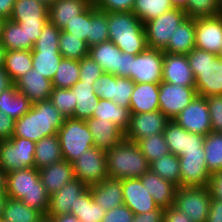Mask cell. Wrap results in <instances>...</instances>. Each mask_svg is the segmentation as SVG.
Returning a JSON list of instances; mask_svg holds the SVG:
<instances>
[{
    "label": "cell",
    "mask_w": 222,
    "mask_h": 222,
    "mask_svg": "<svg viewBox=\"0 0 222 222\" xmlns=\"http://www.w3.org/2000/svg\"><path fill=\"white\" fill-rule=\"evenodd\" d=\"M134 56L128 53L120 52V68L114 74L118 77L130 78L133 66Z\"/></svg>",
    "instance_id": "cell-60"
},
{
    "label": "cell",
    "mask_w": 222,
    "mask_h": 222,
    "mask_svg": "<svg viewBox=\"0 0 222 222\" xmlns=\"http://www.w3.org/2000/svg\"><path fill=\"white\" fill-rule=\"evenodd\" d=\"M92 86L98 98L112 101L114 90L113 74L103 73L95 80Z\"/></svg>",
    "instance_id": "cell-55"
},
{
    "label": "cell",
    "mask_w": 222,
    "mask_h": 222,
    "mask_svg": "<svg viewBox=\"0 0 222 222\" xmlns=\"http://www.w3.org/2000/svg\"><path fill=\"white\" fill-rule=\"evenodd\" d=\"M44 214L24 204L21 200L8 197L3 209V222H38Z\"/></svg>",
    "instance_id": "cell-35"
},
{
    "label": "cell",
    "mask_w": 222,
    "mask_h": 222,
    "mask_svg": "<svg viewBox=\"0 0 222 222\" xmlns=\"http://www.w3.org/2000/svg\"><path fill=\"white\" fill-rule=\"evenodd\" d=\"M208 188L212 198L222 200V172L211 175Z\"/></svg>",
    "instance_id": "cell-62"
},
{
    "label": "cell",
    "mask_w": 222,
    "mask_h": 222,
    "mask_svg": "<svg viewBox=\"0 0 222 222\" xmlns=\"http://www.w3.org/2000/svg\"><path fill=\"white\" fill-rule=\"evenodd\" d=\"M14 84L17 91L26 95L32 103L48 100L53 89L52 81L33 68L18 78Z\"/></svg>",
    "instance_id": "cell-21"
},
{
    "label": "cell",
    "mask_w": 222,
    "mask_h": 222,
    "mask_svg": "<svg viewBox=\"0 0 222 222\" xmlns=\"http://www.w3.org/2000/svg\"><path fill=\"white\" fill-rule=\"evenodd\" d=\"M42 184L49 195L59 191L74 179L72 163L62 159L38 170Z\"/></svg>",
    "instance_id": "cell-24"
},
{
    "label": "cell",
    "mask_w": 222,
    "mask_h": 222,
    "mask_svg": "<svg viewBox=\"0 0 222 222\" xmlns=\"http://www.w3.org/2000/svg\"><path fill=\"white\" fill-rule=\"evenodd\" d=\"M122 180L123 201L134 214H143L158 208L152 195L145 189L139 178Z\"/></svg>",
    "instance_id": "cell-18"
},
{
    "label": "cell",
    "mask_w": 222,
    "mask_h": 222,
    "mask_svg": "<svg viewBox=\"0 0 222 222\" xmlns=\"http://www.w3.org/2000/svg\"><path fill=\"white\" fill-rule=\"evenodd\" d=\"M163 222H192L189 217L173 206L165 209Z\"/></svg>",
    "instance_id": "cell-63"
},
{
    "label": "cell",
    "mask_w": 222,
    "mask_h": 222,
    "mask_svg": "<svg viewBox=\"0 0 222 222\" xmlns=\"http://www.w3.org/2000/svg\"><path fill=\"white\" fill-rule=\"evenodd\" d=\"M88 187L77 178L69 181L59 191L50 195L47 216L53 217L70 213L71 208H75L78 197L84 193Z\"/></svg>",
    "instance_id": "cell-19"
},
{
    "label": "cell",
    "mask_w": 222,
    "mask_h": 222,
    "mask_svg": "<svg viewBox=\"0 0 222 222\" xmlns=\"http://www.w3.org/2000/svg\"><path fill=\"white\" fill-rule=\"evenodd\" d=\"M105 213L102 206L93 201L89 188L78 197L75 208L70 211L80 222H102Z\"/></svg>",
    "instance_id": "cell-37"
},
{
    "label": "cell",
    "mask_w": 222,
    "mask_h": 222,
    "mask_svg": "<svg viewBox=\"0 0 222 222\" xmlns=\"http://www.w3.org/2000/svg\"><path fill=\"white\" fill-rule=\"evenodd\" d=\"M163 56V50L148 47L134 56L131 79L135 83L162 82Z\"/></svg>",
    "instance_id": "cell-13"
},
{
    "label": "cell",
    "mask_w": 222,
    "mask_h": 222,
    "mask_svg": "<svg viewBox=\"0 0 222 222\" xmlns=\"http://www.w3.org/2000/svg\"><path fill=\"white\" fill-rule=\"evenodd\" d=\"M88 188L93 201L101 205L106 212L124 204L122 180L107 178Z\"/></svg>",
    "instance_id": "cell-23"
},
{
    "label": "cell",
    "mask_w": 222,
    "mask_h": 222,
    "mask_svg": "<svg viewBox=\"0 0 222 222\" xmlns=\"http://www.w3.org/2000/svg\"><path fill=\"white\" fill-rule=\"evenodd\" d=\"M137 144L150 164L170 153L164 133H157L150 137L140 139Z\"/></svg>",
    "instance_id": "cell-45"
},
{
    "label": "cell",
    "mask_w": 222,
    "mask_h": 222,
    "mask_svg": "<svg viewBox=\"0 0 222 222\" xmlns=\"http://www.w3.org/2000/svg\"><path fill=\"white\" fill-rule=\"evenodd\" d=\"M79 71V60L62 58L52 79V86L56 88H71L80 80Z\"/></svg>",
    "instance_id": "cell-43"
},
{
    "label": "cell",
    "mask_w": 222,
    "mask_h": 222,
    "mask_svg": "<svg viewBox=\"0 0 222 222\" xmlns=\"http://www.w3.org/2000/svg\"><path fill=\"white\" fill-rule=\"evenodd\" d=\"M211 118V131L222 132V95L206 97Z\"/></svg>",
    "instance_id": "cell-53"
},
{
    "label": "cell",
    "mask_w": 222,
    "mask_h": 222,
    "mask_svg": "<svg viewBox=\"0 0 222 222\" xmlns=\"http://www.w3.org/2000/svg\"><path fill=\"white\" fill-rule=\"evenodd\" d=\"M89 47L86 42L76 38L73 34L61 30L59 38V52L63 58L81 60L88 56Z\"/></svg>",
    "instance_id": "cell-44"
},
{
    "label": "cell",
    "mask_w": 222,
    "mask_h": 222,
    "mask_svg": "<svg viewBox=\"0 0 222 222\" xmlns=\"http://www.w3.org/2000/svg\"><path fill=\"white\" fill-rule=\"evenodd\" d=\"M150 169L162 179L168 180L180 187L179 157L169 153L150 164Z\"/></svg>",
    "instance_id": "cell-40"
},
{
    "label": "cell",
    "mask_w": 222,
    "mask_h": 222,
    "mask_svg": "<svg viewBox=\"0 0 222 222\" xmlns=\"http://www.w3.org/2000/svg\"><path fill=\"white\" fill-rule=\"evenodd\" d=\"M35 143L22 137L0 141V169L5 173L34 167Z\"/></svg>",
    "instance_id": "cell-8"
},
{
    "label": "cell",
    "mask_w": 222,
    "mask_h": 222,
    "mask_svg": "<svg viewBox=\"0 0 222 222\" xmlns=\"http://www.w3.org/2000/svg\"><path fill=\"white\" fill-rule=\"evenodd\" d=\"M199 96L222 95V59L213 53L194 48L187 54Z\"/></svg>",
    "instance_id": "cell-4"
},
{
    "label": "cell",
    "mask_w": 222,
    "mask_h": 222,
    "mask_svg": "<svg viewBox=\"0 0 222 222\" xmlns=\"http://www.w3.org/2000/svg\"><path fill=\"white\" fill-rule=\"evenodd\" d=\"M187 17H213L222 14V0H188L184 9Z\"/></svg>",
    "instance_id": "cell-46"
},
{
    "label": "cell",
    "mask_w": 222,
    "mask_h": 222,
    "mask_svg": "<svg viewBox=\"0 0 222 222\" xmlns=\"http://www.w3.org/2000/svg\"><path fill=\"white\" fill-rule=\"evenodd\" d=\"M14 122L15 120L0 110V141H7L12 138Z\"/></svg>",
    "instance_id": "cell-59"
},
{
    "label": "cell",
    "mask_w": 222,
    "mask_h": 222,
    "mask_svg": "<svg viewBox=\"0 0 222 222\" xmlns=\"http://www.w3.org/2000/svg\"><path fill=\"white\" fill-rule=\"evenodd\" d=\"M13 84L9 75L4 70L3 66L0 67V93Z\"/></svg>",
    "instance_id": "cell-66"
},
{
    "label": "cell",
    "mask_w": 222,
    "mask_h": 222,
    "mask_svg": "<svg viewBox=\"0 0 222 222\" xmlns=\"http://www.w3.org/2000/svg\"><path fill=\"white\" fill-rule=\"evenodd\" d=\"M134 86L135 82L132 79L114 75V90L112 101L120 106L129 108Z\"/></svg>",
    "instance_id": "cell-50"
},
{
    "label": "cell",
    "mask_w": 222,
    "mask_h": 222,
    "mask_svg": "<svg viewBox=\"0 0 222 222\" xmlns=\"http://www.w3.org/2000/svg\"><path fill=\"white\" fill-rule=\"evenodd\" d=\"M206 222H222V200L212 198Z\"/></svg>",
    "instance_id": "cell-64"
},
{
    "label": "cell",
    "mask_w": 222,
    "mask_h": 222,
    "mask_svg": "<svg viewBox=\"0 0 222 222\" xmlns=\"http://www.w3.org/2000/svg\"><path fill=\"white\" fill-rule=\"evenodd\" d=\"M4 54H5V49L0 41V67L3 66L4 63Z\"/></svg>",
    "instance_id": "cell-71"
},
{
    "label": "cell",
    "mask_w": 222,
    "mask_h": 222,
    "mask_svg": "<svg viewBox=\"0 0 222 222\" xmlns=\"http://www.w3.org/2000/svg\"><path fill=\"white\" fill-rule=\"evenodd\" d=\"M170 121L160 110L139 114H130L128 128L124 138L137 143L140 139L150 137L157 133H164Z\"/></svg>",
    "instance_id": "cell-15"
},
{
    "label": "cell",
    "mask_w": 222,
    "mask_h": 222,
    "mask_svg": "<svg viewBox=\"0 0 222 222\" xmlns=\"http://www.w3.org/2000/svg\"><path fill=\"white\" fill-rule=\"evenodd\" d=\"M38 222H54L52 217H49L47 215H43Z\"/></svg>",
    "instance_id": "cell-72"
},
{
    "label": "cell",
    "mask_w": 222,
    "mask_h": 222,
    "mask_svg": "<svg viewBox=\"0 0 222 222\" xmlns=\"http://www.w3.org/2000/svg\"><path fill=\"white\" fill-rule=\"evenodd\" d=\"M54 222H80L74 214H62L52 217Z\"/></svg>",
    "instance_id": "cell-67"
},
{
    "label": "cell",
    "mask_w": 222,
    "mask_h": 222,
    "mask_svg": "<svg viewBox=\"0 0 222 222\" xmlns=\"http://www.w3.org/2000/svg\"><path fill=\"white\" fill-rule=\"evenodd\" d=\"M145 189L152 195L154 202L163 209H167L174 204L176 190L178 188L174 183L162 179L151 169L147 170L139 177Z\"/></svg>",
    "instance_id": "cell-22"
},
{
    "label": "cell",
    "mask_w": 222,
    "mask_h": 222,
    "mask_svg": "<svg viewBox=\"0 0 222 222\" xmlns=\"http://www.w3.org/2000/svg\"><path fill=\"white\" fill-rule=\"evenodd\" d=\"M187 15L183 9L173 8L144 24L148 48L164 50L169 43L176 27Z\"/></svg>",
    "instance_id": "cell-9"
},
{
    "label": "cell",
    "mask_w": 222,
    "mask_h": 222,
    "mask_svg": "<svg viewBox=\"0 0 222 222\" xmlns=\"http://www.w3.org/2000/svg\"><path fill=\"white\" fill-rule=\"evenodd\" d=\"M85 121L92 134L94 145L99 149L108 151L125 139L124 132L110 120L88 118Z\"/></svg>",
    "instance_id": "cell-20"
},
{
    "label": "cell",
    "mask_w": 222,
    "mask_h": 222,
    "mask_svg": "<svg viewBox=\"0 0 222 222\" xmlns=\"http://www.w3.org/2000/svg\"><path fill=\"white\" fill-rule=\"evenodd\" d=\"M64 32L73 34L76 38L83 40L87 44L89 37V7L75 17L62 29Z\"/></svg>",
    "instance_id": "cell-51"
},
{
    "label": "cell",
    "mask_w": 222,
    "mask_h": 222,
    "mask_svg": "<svg viewBox=\"0 0 222 222\" xmlns=\"http://www.w3.org/2000/svg\"><path fill=\"white\" fill-rule=\"evenodd\" d=\"M49 100L65 118H73L76 103L70 88L53 87Z\"/></svg>",
    "instance_id": "cell-47"
},
{
    "label": "cell",
    "mask_w": 222,
    "mask_h": 222,
    "mask_svg": "<svg viewBox=\"0 0 222 222\" xmlns=\"http://www.w3.org/2000/svg\"><path fill=\"white\" fill-rule=\"evenodd\" d=\"M218 56L222 59V48Z\"/></svg>",
    "instance_id": "cell-75"
},
{
    "label": "cell",
    "mask_w": 222,
    "mask_h": 222,
    "mask_svg": "<svg viewBox=\"0 0 222 222\" xmlns=\"http://www.w3.org/2000/svg\"><path fill=\"white\" fill-rule=\"evenodd\" d=\"M121 50L111 41L89 47L88 55L99 64L104 73L115 74L120 68Z\"/></svg>",
    "instance_id": "cell-30"
},
{
    "label": "cell",
    "mask_w": 222,
    "mask_h": 222,
    "mask_svg": "<svg viewBox=\"0 0 222 222\" xmlns=\"http://www.w3.org/2000/svg\"><path fill=\"white\" fill-rule=\"evenodd\" d=\"M211 200L208 186H180L176 190L173 207L184 213L192 222H206Z\"/></svg>",
    "instance_id": "cell-7"
},
{
    "label": "cell",
    "mask_w": 222,
    "mask_h": 222,
    "mask_svg": "<svg viewBox=\"0 0 222 222\" xmlns=\"http://www.w3.org/2000/svg\"><path fill=\"white\" fill-rule=\"evenodd\" d=\"M65 117L48 100L32 103L30 110L15 120L12 137H22L36 143L46 136L56 135Z\"/></svg>",
    "instance_id": "cell-1"
},
{
    "label": "cell",
    "mask_w": 222,
    "mask_h": 222,
    "mask_svg": "<svg viewBox=\"0 0 222 222\" xmlns=\"http://www.w3.org/2000/svg\"><path fill=\"white\" fill-rule=\"evenodd\" d=\"M109 40L122 52L136 56L147 48L143 22L133 12L108 13Z\"/></svg>",
    "instance_id": "cell-3"
},
{
    "label": "cell",
    "mask_w": 222,
    "mask_h": 222,
    "mask_svg": "<svg viewBox=\"0 0 222 222\" xmlns=\"http://www.w3.org/2000/svg\"><path fill=\"white\" fill-rule=\"evenodd\" d=\"M49 7L40 0H16L10 20L19 24H46Z\"/></svg>",
    "instance_id": "cell-26"
},
{
    "label": "cell",
    "mask_w": 222,
    "mask_h": 222,
    "mask_svg": "<svg viewBox=\"0 0 222 222\" xmlns=\"http://www.w3.org/2000/svg\"><path fill=\"white\" fill-rule=\"evenodd\" d=\"M106 162L111 179L139 178L150 169L139 145L126 139L106 151Z\"/></svg>",
    "instance_id": "cell-5"
},
{
    "label": "cell",
    "mask_w": 222,
    "mask_h": 222,
    "mask_svg": "<svg viewBox=\"0 0 222 222\" xmlns=\"http://www.w3.org/2000/svg\"><path fill=\"white\" fill-rule=\"evenodd\" d=\"M70 89L74 93V103H76L73 119L86 120L92 118V113L100 99L97 97L92 84L79 80Z\"/></svg>",
    "instance_id": "cell-28"
},
{
    "label": "cell",
    "mask_w": 222,
    "mask_h": 222,
    "mask_svg": "<svg viewBox=\"0 0 222 222\" xmlns=\"http://www.w3.org/2000/svg\"><path fill=\"white\" fill-rule=\"evenodd\" d=\"M180 162V186H208L211 174L208 172L204 147L199 151L182 152Z\"/></svg>",
    "instance_id": "cell-12"
},
{
    "label": "cell",
    "mask_w": 222,
    "mask_h": 222,
    "mask_svg": "<svg viewBox=\"0 0 222 222\" xmlns=\"http://www.w3.org/2000/svg\"><path fill=\"white\" fill-rule=\"evenodd\" d=\"M134 218L133 211L125 204L107 211L102 222H132Z\"/></svg>",
    "instance_id": "cell-56"
},
{
    "label": "cell",
    "mask_w": 222,
    "mask_h": 222,
    "mask_svg": "<svg viewBox=\"0 0 222 222\" xmlns=\"http://www.w3.org/2000/svg\"><path fill=\"white\" fill-rule=\"evenodd\" d=\"M164 136L169 152L176 156L182 155L185 143V129L174 120H170L164 130Z\"/></svg>",
    "instance_id": "cell-48"
},
{
    "label": "cell",
    "mask_w": 222,
    "mask_h": 222,
    "mask_svg": "<svg viewBox=\"0 0 222 222\" xmlns=\"http://www.w3.org/2000/svg\"><path fill=\"white\" fill-rule=\"evenodd\" d=\"M205 161L208 172H222V132H210L204 139Z\"/></svg>",
    "instance_id": "cell-39"
},
{
    "label": "cell",
    "mask_w": 222,
    "mask_h": 222,
    "mask_svg": "<svg viewBox=\"0 0 222 222\" xmlns=\"http://www.w3.org/2000/svg\"><path fill=\"white\" fill-rule=\"evenodd\" d=\"M46 24H20L26 34V50L31 51Z\"/></svg>",
    "instance_id": "cell-57"
},
{
    "label": "cell",
    "mask_w": 222,
    "mask_h": 222,
    "mask_svg": "<svg viewBox=\"0 0 222 222\" xmlns=\"http://www.w3.org/2000/svg\"><path fill=\"white\" fill-rule=\"evenodd\" d=\"M59 138L46 136L35 143L34 167L39 170L62 160Z\"/></svg>",
    "instance_id": "cell-33"
},
{
    "label": "cell",
    "mask_w": 222,
    "mask_h": 222,
    "mask_svg": "<svg viewBox=\"0 0 222 222\" xmlns=\"http://www.w3.org/2000/svg\"><path fill=\"white\" fill-rule=\"evenodd\" d=\"M173 120L188 132L206 136L211 132V118L206 97L196 95Z\"/></svg>",
    "instance_id": "cell-11"
},
{
    "label": "cell",
    "mask_w": 222,
    "mask_h": 222,
    "mask_svg": "<svg viewBox=\"0 0 222 222\" xmlns=\"http://www.w3.org/2000/svg\"><path fill=\"white\" fill-rule=\"evenodd\" d=\"M74 178L87 187L97 185L109 178L107 173L106 151L93 146L72 162Z\"/></svg>",
    "instance_id": "cell-10"
},
{
    "label": "cell",
    "mask_w": 222,
    "mask_h": 222,
    "mask_svg": "<svg viewBox=\"0 0 222 222\" xmlns=\"http://www.w3.org/2000/svg\"><path fill=\"white\" fill-rule=\"evenodd\" d=\"M7 193L6 191H0V217L2 215L3 209L5 207V203L7 200Z\"/></svg>",
    "instance_id": "cell-69"
},
{
    "label": "cell",
    "mask_w": 222,
    "mask_h": 222,
    "mask_svg": "<svg viewBox=\"0 0 222 222\" xmlns=\"http://www.w3.org/2000/svg\"><path fill=\"white\" fill-rule=\"evenodd\" d=\"M5 191L7 197L21 200L44 215L48 212L50 195L42 184L39 171L35 167L7 173Z\"/></svg>",
    "instance_id": "cell-2"
},
{
    "label": "cell",
    "mask_w": 222,
    "mask_h": 222,
    "mask_svg": "<svg viewBox=\"0 0 222 222\" xmlns=\"http://www.w3.org/2000/svg\"><path fill=\"white\" fill-rule=\"evenodd\" d=\"M188 0H170V4L173 8L185 9L187 7Z\"/></svg>",
    "instance_id": "cell-68"
},
{
    "label": "cell",
    "mask_w": 222,
    "mask_h": 222,
    "mask_svg": "<svg viewBox=\"0 0 222 222\" xmlns=\"http://www.w3.org/2000/svg\"><path fill=\"white\" fill-rule=\"evenodd\" d=\"M195 48L219 55L222 48V14L195 18Z\"/></svg>",
    "instance_id": "cell-16"
},
{
    "label": "cell",
    "mask_w": 222,
    "mask_h": 222,
    "mask_svg": "<svg viewBox=\"0 0 222 222\" xmlns=\"http://www.w3.org/2000/svg\"><path fill=\"white\" fill-rule=\"evenodd\" d=\"M3 68L14 83L32 67V53L28 50L5 51Z\"/></svg>",
    "instance_id": "cell-34"
},
{
    "label": "cell",
    "mask_w": 222,
    "mask_h": 222,
    "mask_svg": "<svg viewBox=\"0 0 222 222\" xmlns=\"http://www.w3.org/2000/svg\"><path fill=\"white\" fill-rule=\"evenodd\" d=\"M4 21L5 20L2 17H0V37H1L2 26H3Z\"/></svg>",
    "instance_id": "cell-74"
},
{
    "label": "cell",
    "mask_w": 222,
    "mask_h": 222,
    "mask_svg": "<svg viewBox=\"0 0 222 222\" xmlns=\"http://www.w3.org/2000/svg\"><path fill=\"white\" fill-rule=\"evenodd\" d=\"M0 41L5 51L26 50V34L19 23L10 19L5 20L2 26Z\"/></svg>",
    "instance_id": "cell-42"
},
{
    "label": "cell",
    "mask_w": 222,
    "mask_h": 222,
    "mask_svg": "<svg viewBox=\"0 0 222 222\" xmlns=\"http://www.w3.org/2000/svg\"><path fill=\"white\" fill-rule=\"evenodd\" d=\"M92 3V0H56L49 7V22L62 30Z\"/></svg>",
    "instance_id": "cell-27"
},
{
    "label": "cell",
    "mask_w": 222,
    "mask_h": 222,
    "mask_svg": "<svg viewBox=\"0 0 222 222\" xmlns=\"http://www.w3.org/2000/svg\"><path fill=\"white\" fill-rule=\"evenodd\" d=\"M195 48V18L187 17L176 27L168 46L163 50L171 54H189Z\"/></svg>",
    "instance_id": "cell-29"
},
{
    "label": "cell",
    "mask_w": 222,
    "mask_h": 222,
    "mask_svg": "<svg viewBox=\"0 0 222 222\" xmlns=\"http://www.w3.org/2000/svg\"><path fill=\"white\" fill-rule=\"evenodd\" d=\"M42 3L50 7L56 0H40Z\"/></svg>",
    "instance_id": "cell-73"
},
{
    "label": "cell",
    "mask_w": 222,
    "mask_h": 222,
    "mask_svg": "<svg viewBox=\"0 0 222 222\" xmlns=\"http://www.w3.org/2000/svg\"><path fill=\"white\" fill-rule=\"evenodd\" d=\"M197 95L195 87L159 83V110L173 120Z\"/></svg>",
    "instance_id": "cell-14"
},
{
    "label": "cell",
    "mask_w": 222,
    "mask_h": 222,
    "mask_svg": "<svg viewBox=\"0 0 222 222\" xmlns=\"http://www.w3.org/2000/svg\"><path fill=\"white\" fill-rule=\"evenodd\" d=\"M108 40V13L98 10L92 3L89 6V37L87 38V46L91 47Z\"/></svg>",
    "instance_id": "cell-36"
},
{
    "label": "cell",
    "mask_w": 222,
    "mask_h": 222,
    "mask_svg": "<svg viewBox=\"0 0 222 222\" xmlns=\"http://www.w3.org/2000/svg\"><path fill=\"white\" fill-rule=\"evenodd\" d=\"M15 1L16 0H0V17L4 20L10 19Z\"/></svg>",
    "instance_id": "cell-65"
},
{
    "label": "cell",
    "mask_w": 222,
    "mask_h": 222,
    "mask_svg": "<svg viewBox=\"0 0 222 222\" xmlns=\"http://www.w3.org/2000/svg\"><path fill=\"white\" fill-rule=\"evenodd\" d=\"M164 211L165 209L158 207L147 213L134 214L132 222H163Z\"/></svg>",
    "instance_id": "cell-61"
},
{
    "label": "cell",
    "mask_w": 222,
    "mask_h": 222,
    "mask_svg": "<svg viewBox=\"0 0 222 222\" xmlns=\"http://www.w3.org/2000/svg\"><path fill=\"white\" fill-rule=\"evenodd\" d=\"M162 81L184 87H195V78L187 55L164 52Z\"/></svg>",
    "instance_id": "cell-17"
},
{
    "label": "cell",
    "mask_w": 222,
    "mask_h": 222,
    "mask_svg": "<svg viewBox=\"0 0 222 222\" xmlns=\"http://www.w3.org/2000/svg\"><path fill=\"white\" fill-rule=\"evenodd\" d=\"M6 174L0 169V191H5Z\"/></svg>",
    "instance_id": "cell-70"
},
{
    "label": "cell",
    "mask_w": 222,
    "mask_h": 222,
    "mask_svg": "<svg viewBox=\"0 0 222 222\" xmlns=\"http://www.w3.org/2000/svg\"><path fill=\"white\" fill-rule=\"evenodd\" d=\"M92 118L110 120L125 133L130 120V110L128 107L120 106L111 100L100 98L92 113Z\"/></svg>",
    "instance_id": "cell-32"
},
{
    "label": "cell",
    "mask_w": 222,
    "mask_h": 222,
    "mask_svg": "<svg viewBox=\"0 0 222 222\" xmlns=\"http://www.w3.org/2000/svg\"><path fill=\"white\" fill-rule=\"evenodd\" d=\"M205 136L185 130V143L182 152L199 151L204 147Z\"/></svg>",
    "instance_id": "cell-58"
},
{
    "label": "cell",
    "mask_w": 222,
    "mask_h": 222,
    "mask_svg": "<svg viewBox=\"0 0 222 222\" xmlns=\"http://www.w3.org/2000/svg\"><path fill=\"white\" fill-rule=\"evenodd\" d=\"M159 83H135L129 110L130 114L159 110Z\"/></svg>",
    "instance_id": "cell-25"
},
{
    "label": "cell",
    "mask_w": 222,
    "mask_h": 222,
    "mask_svg": "<svg viewBox=\"0 0 222 222\" xmlns=\"http://www.w3.org/2000/svg\"><path fill=\"white\" fill-rule=\"evenodd\" d=\"M172 9L170 0H135L132 12L145 24Z\"/></svg>",
    "instance_id": "cell-41"
},
{
    "label": "cell",
    "mask_w": 222,
    "mask_h": 222,
    "mask_svg": "<svg viewBox=\"0 0 222 222\" xmlns=\"http://www.w3.org/2000/svg\"><path fill=\"white\" fill-rule=\"evenodd\" d=\"M79 77L80 81L88 82L93 85L95 80L103 75V70L97 62L89 55L79 60Z\"/></svg>",
    "instance_id": "cell-52"
},
{
    "label": "cell",
    "mask_w": 222,
    "mask_h": 222,
    "mask_svg": "<svg viewBox=\"0 0 222 222\" xmlns=\"http://www.w3.org/2000/svg\"><path fill=\"white\" fill-rule=\"evenodd\" d=\"M31 106L32 102L17 91L14 83L0 93V110L13 120L21 118Z\"/></svg>",
    "instance_id": "cell-31"
},
{
    "label": "cell",
    "mask_w": 222,
    "mask_h": 222,
    "mask_svg": "<svg viewBox=\"0 0 222 222\" xmlns=\"http://www.w3.org/2000/svg\"><path fill=\"white\" fill-rule=\"evenodd\" d=\"M63 159L72 163L83 152L95 146L85 120L65 118L57 132Z\"/></svg>",
    "instance_id": "cell-6"
},
{
    "label": "cell",
    "mask_w": 222,
    "mask_h": 222,
    "mask_svg": "<svg viewBox=\"0 0 222 222\" xmlns=\"http://www.w3.org/2000/svg\"><path fill=\"white\" fill-rule=\"evenodd\" d=\"M135 0H92L94 6L104 12H132Z\"/></svg>",
    "instance_id": "cell-54"
},
{
    "label": "cell",
    "mask_w": 222,
    "mask_h": 222,
    "mask_svg": "<svg viewBox=\"0 0 222 222\" xmlns=\"http://www.w3.org/2000/svg\"><path fill=\"white\" fill-rule=\"evenodd\" d=\"M31 53L33 69L52 81L63 58L59 50H31Z\"/></svg>",
    "instance_id": "cell-38"
},
{
    "label": "cell",
    "mask_w": 222,
    "mask_h": 222,
    "mask_svg": "<svg viewBox=\"0 0 222 222\" xmlns=\"http://www.w3.org/2000/svg\"><path fill=\"white\" fill-rule=\"evenodd\" d=\"M60 33L61 29L48 21L32 50H59Z\"/></svg>",
    "instance_id": "cell-49"
}]
</instances>
